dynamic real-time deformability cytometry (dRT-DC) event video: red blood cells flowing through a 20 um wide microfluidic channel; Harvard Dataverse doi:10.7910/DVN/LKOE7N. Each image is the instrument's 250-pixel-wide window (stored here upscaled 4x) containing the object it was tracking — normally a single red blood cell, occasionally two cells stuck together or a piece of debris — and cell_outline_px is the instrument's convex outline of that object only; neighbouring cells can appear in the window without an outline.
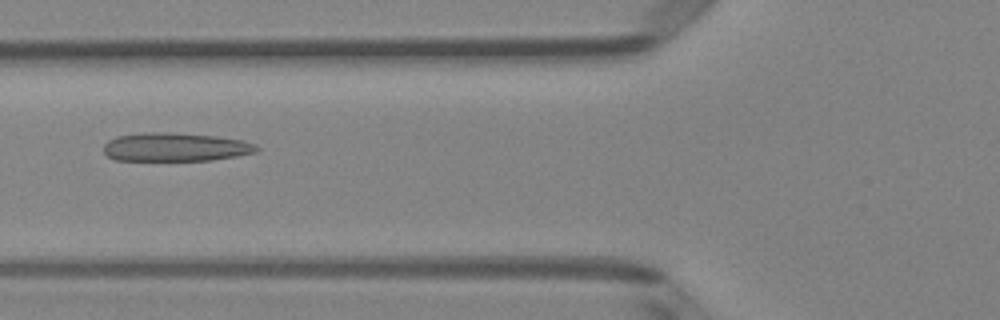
{"species": "Egyptian fruit bat (a non-hibernating species)", "species_latin": "Rousettus aegyptiacus", "temperature_condition": "room temperature", "stored_images_in_passage": 2, "camera_frame_rate_fps": 3000, "um_per_image_px": 0.085, "animal": {"sex": "female"}, "frame": {"image": 1, "passage_image": 2, "time_ms": 0.333, "image_size_px": [1000, 320], "cell_outline_px": [[260, 148], [256, 152], [236, 156], [212, 160], [116, 160], [108, 156], [104, 152], [104, 144], [108, 140], [116, 136], [144, 132], [164, 132], [216, 136], [244, 140], [256, 144]], "centroid_in_image_um": [14.92, 12.49], "position_along_channel_um": 110.9, "area_um2": 25.49}}